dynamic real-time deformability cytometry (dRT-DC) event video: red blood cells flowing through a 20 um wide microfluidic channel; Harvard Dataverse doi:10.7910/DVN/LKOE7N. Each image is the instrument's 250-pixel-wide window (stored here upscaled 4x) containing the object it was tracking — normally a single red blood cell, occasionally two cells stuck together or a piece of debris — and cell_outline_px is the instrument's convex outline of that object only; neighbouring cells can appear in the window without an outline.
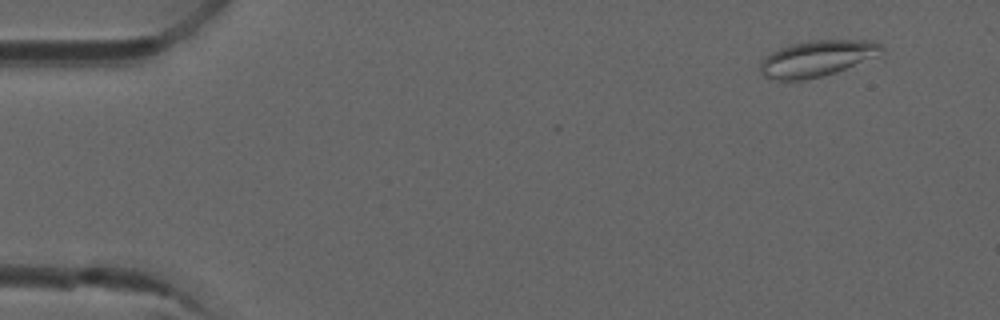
{"species": "common noctule bat (a hibernating species)", "species_latin": "Nyctalus noctula", "temperature_condition": "room temperature", "stored_images_in_passage": 4, "camera_frame_rate_fps": 3000, "um_per_image_px": 0.085, "animal": {"sex": "male", "forearm_length_mm": 52.5}, "frame": {"image": 1, "passage_image": 1, "time_ms": 0.0, "image_size_px": [1000, 320], "cell_outline_px": [[884, 52], [880, 56], [836, 72], [804, 80], [776, 80], [764, 76], [760, 72], [760, 64], [772, 52], [788, 44], [812, 40], [872, 40], [880, 44], [884, 48]], "centroid_in_image_um": [69.51, 4.96], "position_along_channel_um": 15.5, "area_um2": 25.61}}